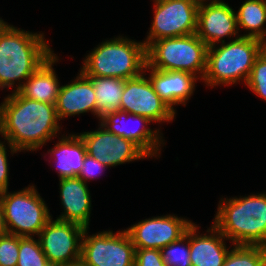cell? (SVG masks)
Segmentation results:
<instances>
[{
	"label": "cell",
	"instance_id": "4fadbf2b",
	"mask_svg": "<svg viewBox=\"0 0 266 266\" xmlns=\"http://www.w3.org/2000/svg\"><path fill=\"white\" fill-rule=\"evenodd\" d=\"M189 218L176 214L152 216L135 223L125 230L136 249H158L179 240L193 224Z\"/></svg>",
	"mask_w": 266,
	"mask_h": 266
},
{
	"label": "cell",
	"instance_id": "2e32d148",
	"mask_svg": "<svg viewBox=\"0 0 266 266\" xmlns=\"http://www.w3.org/2000/svg\"><path fill=\"white\" fill-rule=\"evenodd\" d=\"M144 73L149 78L154 91L176 113V106H186L196 89V82L200 79L185 71H162L150 68L147 64Z\"/></svg>",
	"mask_w": 266,
	"mask_h": 266
},
{
	"label": "cell",
	"instance_id": "cb8c5ba5",
	"mask_svg": "<svg viewBox=\"0 0 266 266\" xmlns=\"http://www.w3.org/2000/svg\"><path fill=\"white\" fill-rule=\"evenodd\" d=\"M223 266H266V247L234 244Z\"/></svg>",
	"mask_w": 266,
	"mask_h": 266
},
{
	"label": "cell",
	"instance_id": "4dcf8cb0",
	"mask_svg": "<svg viewBox=\"0 0 266 266\" xmlns=\"http://www.w3.org/2000/svg\"><path fill=\"white\" fill-rule=\"evenodd\" d=\"M134 266H166L161 250L136 249Z\"/></svg>",
	"mask_w": 266,
	"mask_h": 266
},
{
	"label": "cell",
	"instance_id": "8992f818",
	"mask_svg": "<svg viewBox=\"0 0 266 266\" xmlns=\"http://www.w3.org/2000/svg\"><path fill=\"white\" fill-rule=\"evenodd\" d=\"M208 46L197 34L153 41L146 48L147 65L162 71H185L202 81Z\"/></svg>",
	"mask_w": 266,
	"mask_h": 266
},
{
	"label": "cell",
	"instance_id": "3957f363",
	"mask_svg": "<svg viewBox=\"0 0 266 266\" xmlns=\"http://www.w3.org/2000/svg\"><path fill=\"white\" fill-rule=\"evenodd\" d=\"M212 224L230 244L266 247V192L220 198Z\"/></svg>",
	"mask_w": 266,
	"mask_h": 266
},
{
	"label": "cell",
	"instance_id": "44dd1931",
	"mask_svg": "<svg viewBox=\"0 0 266 266\" xmlns=\"http://www.w3.org/2000/svg\"><path fill=\"white\" fill-rule=\"evenodd\" d=\"M60 61L53 53L43 64L24 82L19 92L32 100L56 105L60 81L54 65Z\"/></svg>",
	"mask_w": 266,
	"mask_h": 266
},
{
	"label": "cell",
	"instance_id": "5bb4252c",
	"mask_svg": "<svg viewBox=\"0 0 266 266\" xmlns=\"http://www.w3.org/2000/svg\"><path fill=\"white\" fill-rule=\"evenodd\" d=\"M131 120L136 124L134 123V127L131 125L130 128L128 126L132 122ZM99 123L109 132L136 143L150 158L161 157V151L166 141L163 139L161 128L152 129L149 124H153V122L148 118L116 110L106 114L99 120Z\"/></svg>",
	"mask_w": 266,
	"mask_h": 266
},
{
	"label": "cell",
	"instance_id": "6da1fadb",
	"mask_svg": "<svg viewBox=\"0 0 266 266\" xmlns=\"http://www.w3.org/2000/svg\"><path fill=\"white\" fill-rule=\"evenodd\" d=\"M0 103V139L19 152H37L62 135L54 104L10 93ZM58 134V135H57Z\"/></svg>",
	"mask_w": 266,
	"mask_h": 266
},
{
	"label": "cell",
	"instance_id": "f546056e",
	"mask_svg": "<svg viewBox=\"0 0 266 266\" xmlns=\"http://www.w3.org/2000/svg\"><path fill=\"white\" fill-rule=\"evenodd\" d=\"M107 169L108 167H106L104 164H101L97 159L86 154L83 166L77 177L88 184V181L90 182L96 178L98 179V177L102 175L101 173Z\"/></svg>",
	"mask_w": 266,
	"mask_h": 266
},
{
	"label": "cell",
	"instance_id": "f1b7e54d",
	"mask_svg": "<svg viewBox=\"0 0 266 266\" xmlns=\"http://www.w3.org/2000/svg\"><path fill=\"white\" fill-rule=\"evenodd\" d=\"M10 149V150H9ZM7 152L11 153L10 155L20 153L14 147H12L9 143L5 140H0V194L4 193L5 191L9 190V163H8V156Z\"/></svg>",
	"mask_w": 266,
	"mask_h": 266
},
{
	"label": "cell",
	"instance_id": "603a6c76",
	"mask_svg": "<svg viewBox=\"0 0 266 266\" xmlns=\"http://www.w3.org/2000/svg\"><path fill=\"white\" fill-rule=\"evenodd\" d=\"M236 11L240 36L266 40V0H245ZM246 32V33H245Z\"/></svg>",
	"mask_w": 266,
	"mask_h": 266
},
{
	"label": "cell",
	"instance_id": "9c48e42d",
	"mask_svg": "<svg viewBox=\"0 0 266 266\" xmlns=\"http://www.w3.org/2000/svg\"><path fill=\"white\" fill-rule=\"evenodd\" d=\"M153 19L142 40L146 48L156 40L195 34L198 6L191 0L153 1Z\"/></svg>",
	"mask_w": 266,
	"mask_h": 266
},
{
	"label": "cell",
	"instance_id": "d4e9b609",
	"mask_svg": "<svg viewBox=\"0 0 266 266\" xmlns=\"http://www.w3.org/2000/svg\"><path fill=\"white\" fill-rule=\"evenodd\" d=\"M17 266H52L42 251L39 239L19 236Z\"/></svg>",
	"mask_w": 266,
	"mask_h": 266
},
{
	"label": "cell",
	"instance_id": "ba28073f",
	"mask_svg": "<svg viewBox=\"0 0 266 266\" xmlns=\"http://www.w3.org/2000/svg\"><path fill=\"white\" fill-rule=\"evenodd\" d=\"M82 238L81 259L86 266H134L136 248L125 229L103 230Z\"/></svg>",
	"mask_w": 266,
	"mask_h": 266
},
{
	"label": "cell",
	"instance_id": "484cf974",
	"mask_svg": "<svg viewBox=\"0 0 266 266\" xmlns=\"http://www.w3.org/2000/svg\"><path fill=\"white\" fill-rule=\"evenodd\" d=\"M166 266H191L189 248V228L179 240L161 249Z\"/></svg>",
	"mask_w": 266,
	"mask_h": 266
},
{
	"label": "cell",
	"instance_id": "d6a6232c",
	"mask_svg": "<svg viewBox=\"0 0 266 266\" xmlns=\"http://www.w3.org/2000/svg\"><path fill=\"white\" fill-rule=\"evenodd\" d=\"M198 7L208 4H216L225 2L224 0H191Z\"/></svg>",
	"mask_w": 266,
	"mask_h": 266
},
{
	"label": "cell",
	"instance_id": "d590c367",
	"mask_svg": "<svg viewBox=\"0 0 266 266\" xmlns=\"http://www.w3.org/2000/svg\"><path fill=\"white\" fill-rule=\"evenodd\" d=\"M65 266H86L84 265L81 261L74 263V264H69V265H65Z\"/></svg>",
	"mask_w": 266,
	"mask_h": 266
},
{
	"label": "cell",
	"instance_id": "ac0fdd59",
	"mask_svg": "<svg viewBox=\"0 0 266 266\" xmlns=\"http://www.w3.org/2000/svg\"><path fill=\"white\" fill-rule=\"evenodd\" d=\"M78 71L70 83L60 86L55 105L60 121L89 112L96 117V96L92 82Z\"/></svg>",
	"mask_w": 266,
	"mask_h": 266
},
{
	"label": "cell",
	"instance_id": "ffe728a7",
	"mask_svg": "<svg viewBox=\"0 0 266 266\" xmlns=\"http://www.w3.org/2000/svg\"><path fill=\"white\" fill-rule=\"evenodd\" d=\"M48 149L49 159H53L56 165V172L59 179L75 178L83 166L87 154L86 146L80 135L77 133L62 134L58 137L57 144Z\"/></svg>",
	"mask_w": 266,
	"mask_h": 266
},
{
	"label": "cell",
	"instance_id": "52a82bcc",
	"mask_svg": "<svg viewBox=\"0 0 266 266\" xmlns=\"http://www.w3.org/2000/svg\"><path fill=\"white\" fill-rule=\"evenodd\" d=\"M36 188L34 184H29L21 190L13 192L7 190L0 194L9 234L38 237L52 218L48 205Z\"/></svg>",
	"mask_w": 266,
	"mask_h": 266
},
{
	"label": "cell",
	"instance_id": "277c9868",
	"mask_svg": "<svg viewBox=\"0 0 266 266\" xmlns=\"http://www.w3.org/2000/svg\"><path fill=\"white\" fill-rule=\"evenodd\" d=\"M146 64L144 42L118 35L109 40L105 39L89 51L79 70L85 76L127 80L140 76Z\"/></svg>",
	"mask_w": 266,
	"mask_h": 266
},
{
	"label": "cell",
	"instance_id": "d6986e66",
	"mask_svg": "<svg viewBox=\"0 0 266 266\" xmlns=\"http://www.w3.org/2000/svg\"><path fill=\"white\" fill-rule=\"evenodd\" d=\"M88 184L78 177L59 179L61 214L56 219L90 228L92 198Z\"/></svg>",
	"mask_w": 266,
	"mask_h": 266
},
{
	"label": "cell",
	"instance_id": "83f0119b",
	"mask_svg": "<svg viewBox=\"0 0 266 266\" xmlns=\"http://www.w3.org/2000/svg\"><path fill=\"white\" fill-rule=\"evenodd\" d=\"M19 236L6 234L0 237V266H17Z\"/></svg>",
	"mask_w": 266,
	"mask_h": 266
},
{
	"label": "cell",
	"instance_id": "e575fe53",
	"mask_svg": "<svg viewBox=\"0 0 266 266\" xmlns=\"http://www.w3.org/2000/svg\"><path fill=\"white\" fill-rule=\"evenodd\" d=\"M261 53L266 57V40L262 41Z\"/></svg>",
	"mask_w": 266,
	"mask_h": 266
},
{
	"label": "cell",
	"instance_id": "5b68a950",
	"mask_svg": "<svg viewBox=\"0 0 266 266\" xmlns=\"http://www.w3.org/2000/svg\"><path fill=\"white\" fill-rule=\"evenodd\" d=\"M262 41L240 36L228 42L209 46L206 71L202 79L206 87L235 86L247 82L256 58L261 54Z\"/></svg>",
	"mask_w": 266,
	"mask_h": 266
},
{
	"label": "cell",
	"instance_id": "9a60e30c",
	"mask_svg": "<svg viewBox=\"0 0 266 266\" xmlns=\"http://www.w3.org/2000/svg\"><path fill=\"white\" fill-rule=\"evenodd\" d=\"M196 34L208 47L240 37L236 11L227 2L200 6Z\"/></svg>",
	"mask_w": 266,
	"mask_h": 266
},
{
	"label": "cell",
	"instance_id": "8fae6325",
	"mask_svg": "<svg viewBox=\"0 0 266 266\" xmlns=\"http://www.w3.org/2000/svg\"><path fill=\"white\" fill-rule=\"evenodd\" d=\"M96 130L78 133L89 156L108 168L148 159L149 156L134 142L109 132L98 122Z\"/></svg>",
	"mask_w": 266,
	"mask_h": 266
},
{
	"label": "cell",
	"instance_id": "30bf717a",
	"mask_svg": "<svg viewBox=\"0 0 266 266\" xmlns=\"http://www.w3.org/2000/svg\"><path fill=\"white\" fill-rule=\"evenodd\" d=\"M52 219L53 216L37 237L48 262L52 266L79 262L86 228L76 223Z\"/></svg>",
	"mask_w": 266,
	"mask_h": 266
},
{
	"label": "cell",
	"instance_id": "7c38bea8",
	"mask_svg": "<svg viewBox=\"0 0 266 266\" xmlns=\"http://www.w3.org/2000/svg\"><path fill=\"white\" fill-rule=\"evenodd\" d=\"M125 80L120 110L148 118L154 124L171 123L176 119V112L154 91L146 76Z\"/></svg>",
	"mask_w": 266,
	"mask_h": 266
},
{
	"label": "cell",
	"instance_id": "e0dca14e",
	"mask_svg": "<svg viewBox=\"0 0 266 266\" xmlns=\"http://www.w3.org/2000/svg\"><path fill=\"white\" fill-rule=\"evenodd\" d=\"M199 228L194 222L189 227L191 266H223L234 244L227 246L228 239L213 224L203 234Z\"/></svg>",
	"mask_w": 266,
	"mask_h": 266
},
{
	"label": "cell",
	"instance_id": "836d02e7",
	"mask_svg": "<svg viewBox=\"0 0 266 266\" xmlns=\"http://www.w3.org/2000/svg\"><path fill=\"white\" fill-rule=\"evenodd\" d=\"M10 25L11 24L0 17V34L3 33Z\"/></svg>",
	"mask_w": 266,
	"mask_h": 266
},
{
	"label": "cell",
	"instance_id": "4316f807",
	"mask_svg": "<svg viewBox=\"0 0 266 266\" xmlns=\"http://www.w3.org/2000/svg\"><path fill=\"white\" fill-rule=\"evenodd\" d=\"M244 86L266 102V57L262 53L256 58Z\"/></svg>",
	"mask_w": 266,
	"mask_h": 266
},
{
	"label": "cell",
	"instance_id": "1f68e13d",
	"mask_svg": "<svg viewBox=\"0 0 266 266\" xmlns=\"http://www.w3.org/2000/svg\"><path fill=\"white\" fill-rule=\"evenodd\" d=\"M8 234L7 226L5 223L4 210L0 201V237Z\"/></svg>",
	"mask_w": 266,
	"mask_h": 266
},
{
	"label": "cell",
	"instance_id": "7a4b0ae2",
	"mask_svg": "<svg viewBox=\"0 0 266 266\" xmlns=\"http://www.w3.org/2000/svg\"><path fill=\"white\" fill-rule=\"evenodd\" d=\"M44 34L14 25L0 34V90L13 88L12 93L18 92L54 53Z\"/></svg>",
	"mask_w": 266,
	"mask_h": 266
},
{
	"label": "cell",
	"instance_id": "7402d4cb",
	"mask_svg": "<svg viewBox=\"0 0 266 266\" xmlns=\"http://www.w3.org/2000/svg\"><path fill=\"white\" fill-rule=\"evenodd\" d=\"M93 85L96 96V118L100 120L106 114L120 110L125 80L113 77L86 76Z\"/></svg>",
	"mask_w": 266,
	"mask_h": 266
}]
</instances>
